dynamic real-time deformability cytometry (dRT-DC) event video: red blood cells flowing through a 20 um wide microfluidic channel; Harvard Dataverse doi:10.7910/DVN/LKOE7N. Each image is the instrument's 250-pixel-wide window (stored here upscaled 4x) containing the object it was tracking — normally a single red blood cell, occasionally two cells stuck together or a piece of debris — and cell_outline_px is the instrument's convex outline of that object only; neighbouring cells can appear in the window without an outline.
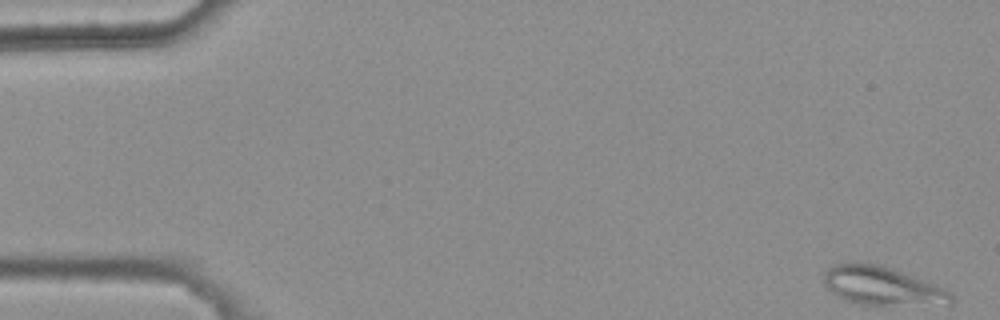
{"species": "common noctule bat (a hibernating species)", "species_latin": "Nyctalus noctula", "temperature_condition": "warm", "stored_images_in_passage": 5, "camera_frame_rate_fps": 3000, "um_per_image_px": 0.085, "animal": {"sex": "female", "body_mass_g": 25.1}, "frame": {"image": 1, "passage_image": 5, "time_ms": 1.333, "image_size_px": [1000, 320], "cell_outline_px": [[952, 304], [860, 304], [844, 300], [836, 296], [824, 284], [824, 272], [832, 264], [844, 260], [880, 264], [892, 268], [948, 288], [952, 292]], "centroid_in_image_um": [74.96, 24.25], "position_along_channel_um": 10.0, "area_um2": 29.07}}